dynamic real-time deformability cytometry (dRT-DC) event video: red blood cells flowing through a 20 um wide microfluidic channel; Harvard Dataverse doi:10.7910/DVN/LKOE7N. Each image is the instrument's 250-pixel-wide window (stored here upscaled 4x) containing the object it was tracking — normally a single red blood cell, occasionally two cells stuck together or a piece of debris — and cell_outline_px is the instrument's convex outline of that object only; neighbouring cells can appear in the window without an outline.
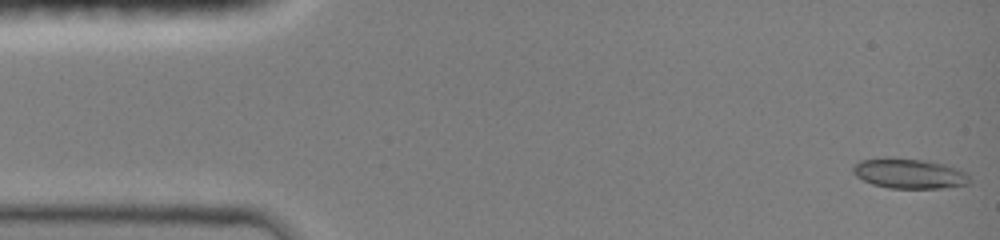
{"species": "common noctule bat (a hibernating species)", "species_latin": "Nyctalus noctula", "temperature_condition": "room temperature", "stored_images_in_passage": 47, "camera_frame_rate_fps": 3000, "um_per_image_px": 0.085, "animal": {"sex": "female", "body_mass_g": 19.0, "forearm_length_mm": 51.5}, "frame": {"image": 1, "passage_image": 1, "time_ms": 0.0, "image_size_px": [1000, 240], "cell_outline_px": [[972, 180], [968, 184], [944, 188], [888, 188], [872, 184], [856, 176], [852, 172], [852, 168], [860, 160], [884, 156], [924, 160], [944, 164], [960, 168], [968, 172]], "centroid_in_image_um": [77.32, 14.74], "position_along_channel_um": 7.7, "area_um2": 20.87}}
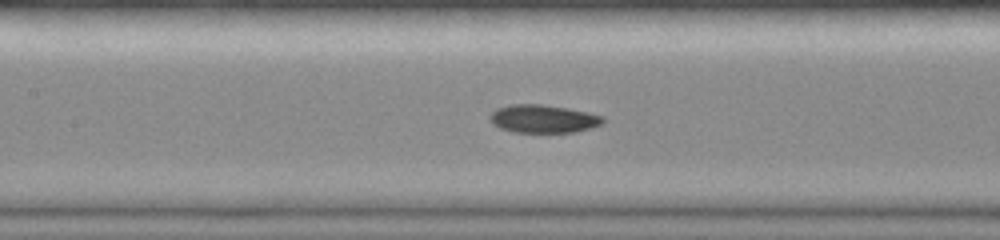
{"frame": {"image": 2, "passage_image": 21, "time_ms": 6.667, "image_size_px": [1000, 240], "cell_outline_px": [[604, 120], [600, 124], [592, 128], [576, 132], [512, 132], [500, 128], [492, 124], [488, 116], [496, 108], [512, 104], [540, 104], [568, 108], [588, 112], [604, 116]], "centroid_in_image_um": [46.16, 10.1], "position_along_channel_um": 161.2, "area_um2": 18.61}}
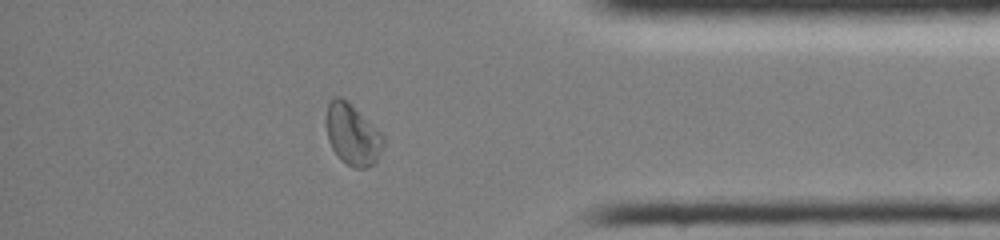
{"frame": {"image": 3, "passage_image": 40, "time_ms": 13.0, "image_size_px": [1000, 240], "cell_outline_px": [[384, 144], [376, 160], [372, 164], [364, 168], [356, 168], [340, 160], [332, 148], [328, 140], [324, 120], [328, 104], [332, 96], [340, 96], [348, 100], [384, 136]], "centroid_in_image_um": [29.91, 11.39], "position_along_channel_um": 405.3, "area_um2": 20.52}, "authors_computed_cell_mechanics": {"area_um2": 18.7272, "velocity_mm_per_s": 4.0676, "shape_relaxation_time_tau1_ms": null, "shape_relaxation_time_tau2_ms": 2.221, "deformation_change_tau1": null, "deformation_change_tau2": 0.0445}}